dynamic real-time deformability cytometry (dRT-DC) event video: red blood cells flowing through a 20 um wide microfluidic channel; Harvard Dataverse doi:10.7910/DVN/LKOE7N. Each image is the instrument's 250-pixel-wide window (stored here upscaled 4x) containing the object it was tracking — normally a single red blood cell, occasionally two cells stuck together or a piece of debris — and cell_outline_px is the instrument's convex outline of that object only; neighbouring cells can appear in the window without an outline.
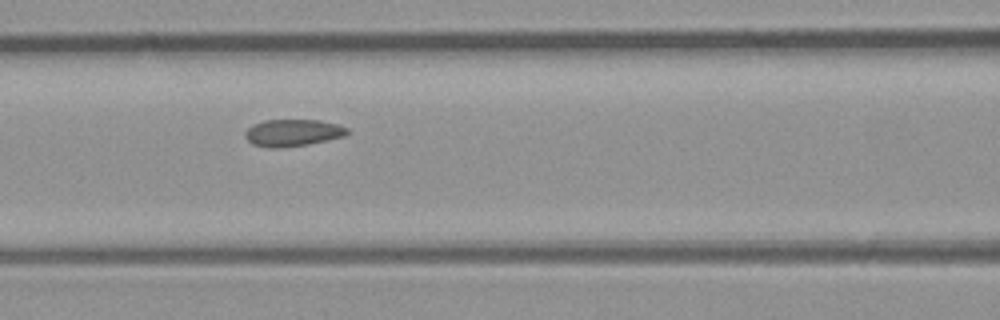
{"species": "common noctule bat (a hibernating species)", "species_latin": "Nyctalus noctula", "temperature_condition": "room temperature", "stored_images_in_passage": 7, "camera_frame_rate_fps": 3000, "um_per_image_px": 0.085, "animal": {"sex": "male", "body_mass_g": 23.1, "forearm_length_mm": 52.7}, "frame": {"image": 1, "passage_image": 4, "time_ms": 4.333, "image_size_px": [1000, 320], "cell_outline_px": [[348, 132], [344, 136], [328, 140], [308, 144], [280, 148], [268, 148], [252, 144], [244, 136], [244, 132], [252, 124], [264, 120], [320, 120], [340, 124], [348, 128]], "centroid_in_image_um": [24.87, 11.28], "position_along_channel_um": 141.7, "area_um2": 16.24}}
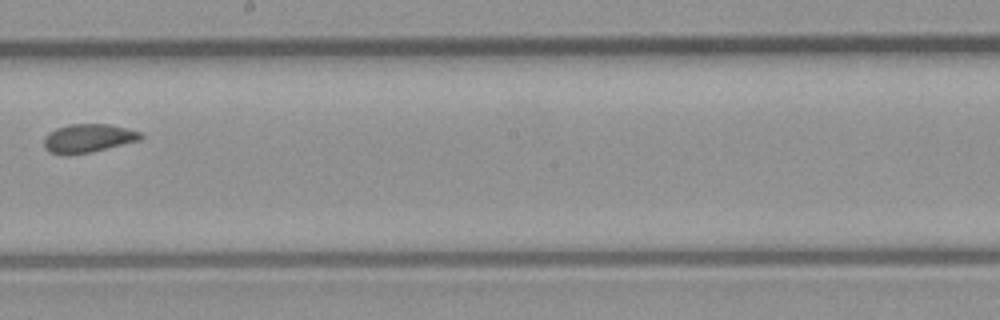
{"frame": {"image": 2, "passage_image": 6, "time_ms": 6.667, "image_size_px": [1000, 320], "cell_outline_px": [[144, 136], [140, 140], [88, 152], [48, 152], [44, 148], [44, 136], [48, 132], [56, 128], [68, 124], [108, 124], [128, 128], [140, 132]], "centroid_in_image_um": [7.5, 11.7], "position_along_channel_um": 240.7, "area_um2": 15.61}}
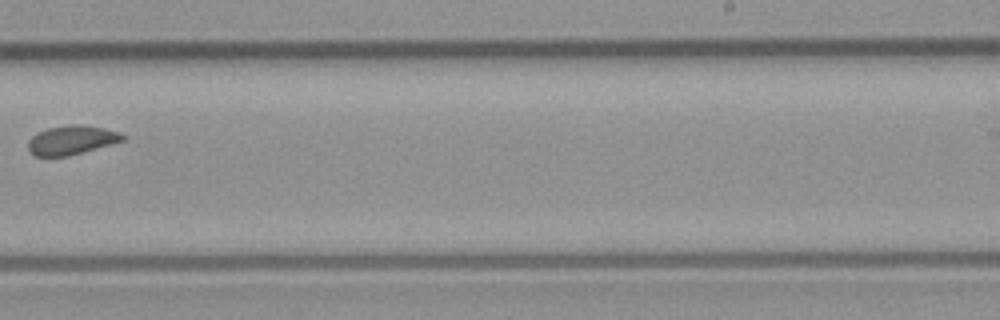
{"frame": {"image": 3, "passage_image": 7, "time_ms": 7.667, "image_size_px": [1000, 320], "cell_outline_px": [[128, 136], [124, 140], [112, 144], [68, 156], [32, 156], [28, 152], [28, 140], [32, 136], [48, 128], [68, 124], [72, 124], [104, 128], [120, 132]], "centroid_in_image_um": [6.08, 11.91], "position_along_channel_um": 282.9, "area_um2": 16.07}}